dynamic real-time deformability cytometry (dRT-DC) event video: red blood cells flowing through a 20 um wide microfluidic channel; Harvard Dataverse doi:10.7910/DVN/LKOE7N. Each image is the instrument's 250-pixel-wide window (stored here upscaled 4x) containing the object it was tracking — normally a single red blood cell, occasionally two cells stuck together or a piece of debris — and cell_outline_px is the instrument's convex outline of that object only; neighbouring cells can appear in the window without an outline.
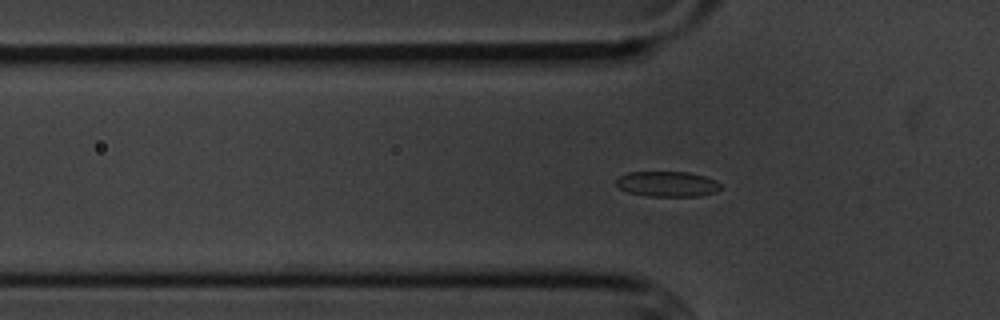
{"species": "common noctule bat (a hibernating species)", "species_latin": "Nyctalus noctula", "temperature_condition": "cold", "stored_images_in_passage": 56, "camera_frame_rate_fps": 3000, "um_per_image_px": 0.085, "animal": {"sex": "male", "body_mass_g": 20.1, "forearm_length_mm": 53.5}, "frame": {"image": 1, "passage_image": 17, "time_ms": 5.333, "image_size_px": [1000, 320], "cell_outline_px": [[720, 188], [716, 192], [700, 196], [648, 196], [628, 192], [620, 188], [616, 184], [616, 180], [620, 176], [628, 172], [688, 172], [704, 176], [716, 180], [720, 184]], "centroid_in_image_um": [56.73, 15.64], "position_along_channel_um": 69.1, "area_um2": 15.37}}
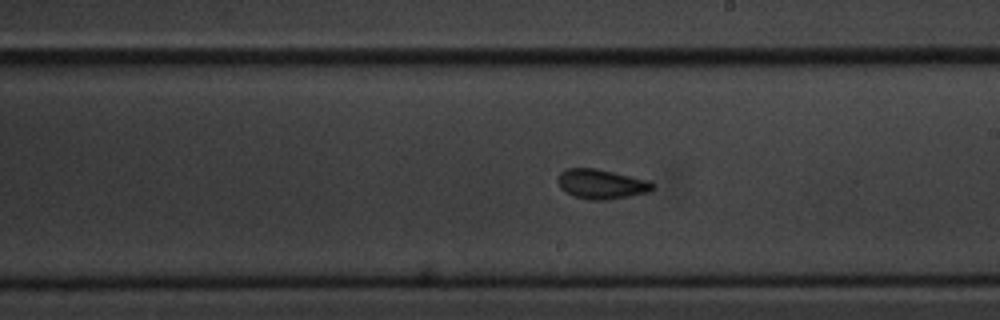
{"frame": {"image": 2, "passage_image": 31, "time_ms": 10.0, "image_size_px": [1000, 320], "cell_outline_px": [[656, 184], [648, 192], [628, 196], [604, 200], [588, 200], [576, 196], [560, 188], [556, 180], [560, 172], [568, 168], [596, 168], [648, 180]], "centroid_in_image_um": [51.09, 15.63], "position_along_channel_um": 237.9, "area_um2": 16.24}}
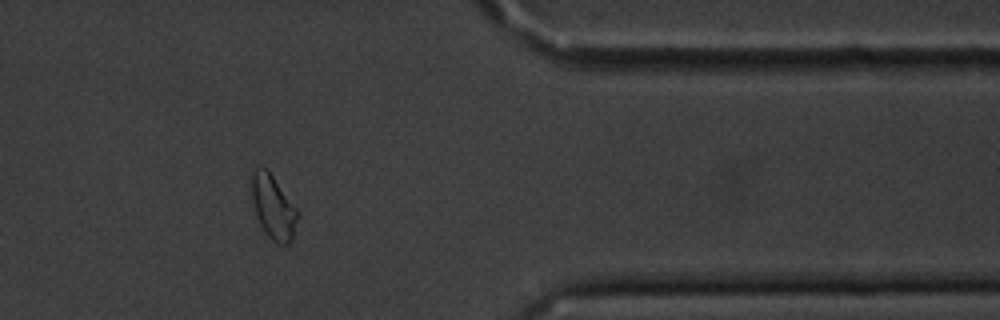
{"frame": {"image": 3, "passage_image": 45, "time_ms": 14.667, "image_size_px": [1000, 320], "cell_outline_px": [[300, 216], [292, 240], [288, 244], [276, 244], [264, 232], [256, 216], [252, 200], [252, 176], [256, 164], [268, 168], [300, 212]], "centroid_in_image_um": [23.25, 17.58], "position_along_channel_um": 388.1, "area_um2": 17.69}, "authors_computed_cell_mechanics": {"area_um2": 16.473, "velocity_mm_per_s": 3.6014, "shape_relaxation_time_tau1_ms": 3.8485, "shape_relaxation_time_tau2_ms": 1.5319, "deformation_change_tau1": 0.0806, "deformation_change_tau2": 0.0495}}